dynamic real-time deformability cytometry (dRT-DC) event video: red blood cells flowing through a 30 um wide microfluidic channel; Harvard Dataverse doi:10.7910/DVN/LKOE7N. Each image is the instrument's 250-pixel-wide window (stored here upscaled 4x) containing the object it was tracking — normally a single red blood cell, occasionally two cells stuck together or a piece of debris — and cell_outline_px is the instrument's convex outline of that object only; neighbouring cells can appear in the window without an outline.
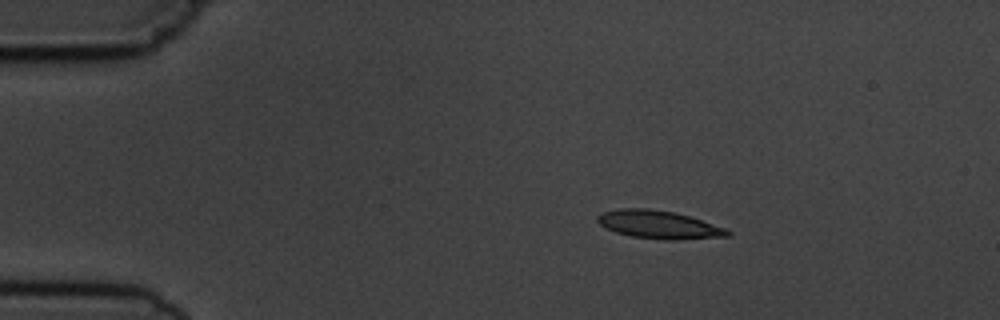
{"species": "common noctule bat (a hibernating species)", "species_latin": "Nyctalus noctula", "temperature_condition": "cold", "stored_images_in_passage": 7, "camera_frame_rate_fps": 3000, "um_per_image_px": 0.085, "animal": {"sex": "male", "body_mass_g": 19.5, "forearm_length_mm": 54.6}, "frame": {"image": 1, "passage_image": 2, "time_ms": 2.0, "image_size_px": [1000, 320], "cell_outline_px": [[732, 232], [728, 236], [676, 240], [664, 240], [632, 236], [616, 232], [600, 224], [596, 220], [596, 216], [604, 212], [620, 208], [648, 208], [672, 212], [688, 216], [728, 228]], "centroid_in_image_um": [56.02, 19.09], "position_along_channel_um": 29.0, "area_um2": 21.15}}
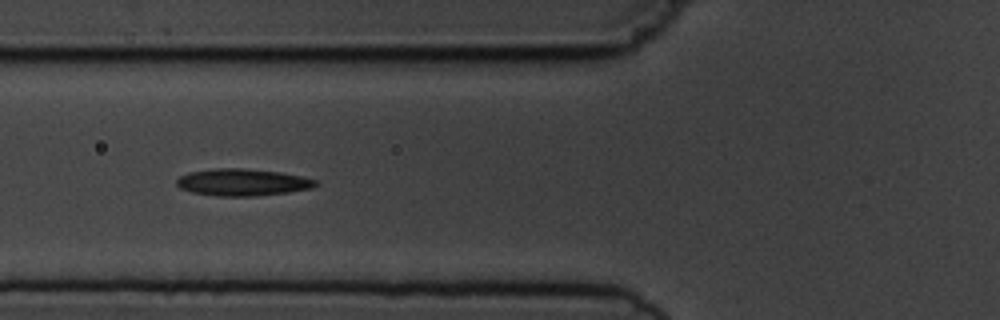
{"frame": {"image": 2, "passage_image": 5, "time_ms": 5.667, "image_size_px": [1000, 320], "cell_outline_px": [[320, 184], [312, 188], [288, 192], [256, 196], [216, 196], [192, 192], [180, 188], [176, 184], [176, 180], [180, 176], [188, 172], [216, 168], [244, 168], [280, 172], [300, 176], [316, 180]], "centroid_in_image_um": [20.61, 15.49], "position_along_channel_um": 105.2, "area_um2": 21.91}}
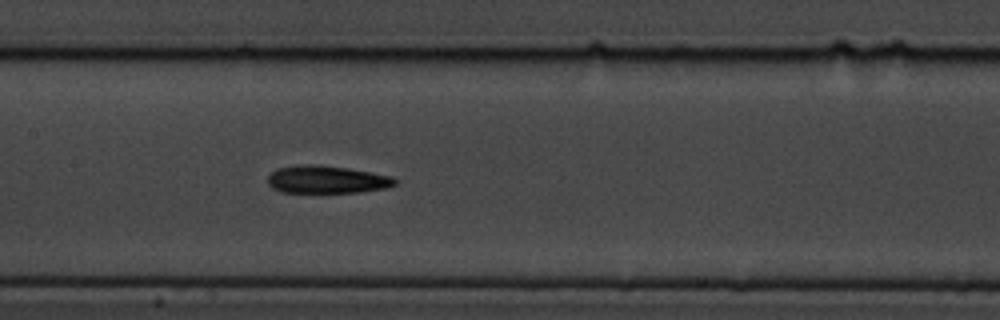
{"frame": {"image": 3, "passage_image": 7, "time_ms": 7.667, "image_size_px": [1000, 320], "cell_outline_px": [[396, 184], [388, 188], [360, 192], [280, 192], [272, 188], [268, 184], [268, 176], [276, 168], [304, 164], [320, 164], [348, 168], [392, 176], [396, 180]], "centroid_in_image_um": [27.77, 15.25], "position_along_channel_um": 179.6, "area_um2": 20.63}}